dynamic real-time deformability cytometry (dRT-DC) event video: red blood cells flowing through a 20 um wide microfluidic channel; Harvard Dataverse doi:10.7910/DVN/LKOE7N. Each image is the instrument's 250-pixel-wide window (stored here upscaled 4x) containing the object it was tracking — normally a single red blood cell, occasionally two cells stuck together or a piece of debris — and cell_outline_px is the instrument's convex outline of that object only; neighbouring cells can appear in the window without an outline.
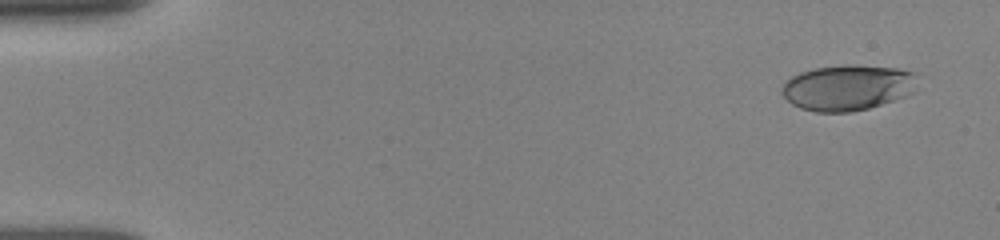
{"species": "human", "species_latin": "Homo sapiens", "temperature_condition": "room temperature", "stored_images_in_passage": 6, "camera_frame_rate_fps": 3000, "um_per_image_px": 0.085, "donor": {"sex": "female"}, "frame": {"image": 1, "passage_image": 1, "time_ms": 0.0, "image_size_px": [1000, 240], "cell_outline_px": [[916, 72], [912, 92], [908, 96], [868, 108], [852, 112], [816, 112], [800, 108], [792, 104], [780, 92], [780, 88], [792, 76], [800, 72], [816, 68], [844, 64], [848, 64], [900, 68]], "centroid_in_image_um": [72.04, 7.44], "position_along_channel_um": 13.0, "area_um2": 36.18}}
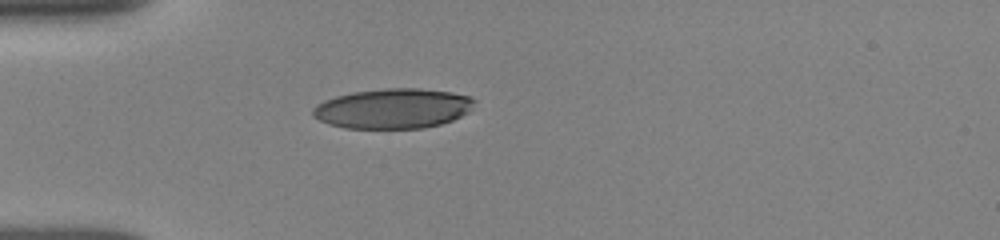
{"frame": {"image": 2, "passage_image": 6, "time_ms": 4.0, "image_size_px": [1000, 240], "cell_outline_px": [[476, 100], [468, 112], [452, 120], [440, 124], [424, 128], [344, 128], [328, 124], [312, 116], [312, 108], [316, 104], [324, 100], [336, 96], [352, 92], [384, 88], [420, 88], [452, 92], [472, 96]], "centroid_in_image_um": [33.39, 9.21], "position_along_channel_um": 51.6, "area_um2": 37.86}}